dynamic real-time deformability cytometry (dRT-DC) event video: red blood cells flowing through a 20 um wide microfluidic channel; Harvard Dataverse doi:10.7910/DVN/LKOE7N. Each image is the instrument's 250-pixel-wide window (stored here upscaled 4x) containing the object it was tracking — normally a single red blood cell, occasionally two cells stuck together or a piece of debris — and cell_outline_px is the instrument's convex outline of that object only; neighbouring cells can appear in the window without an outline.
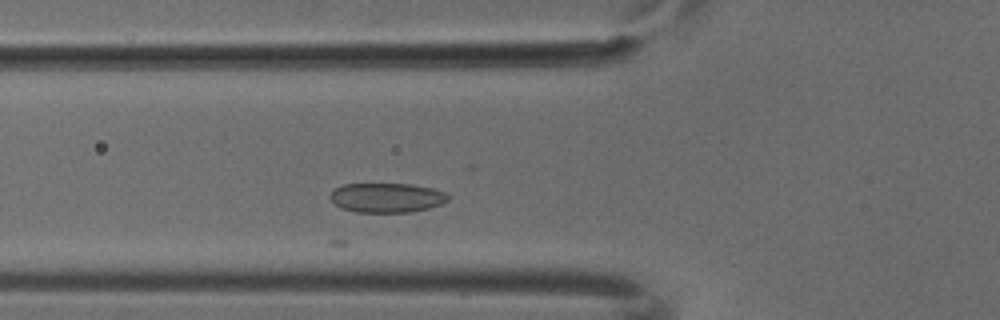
{"species": "common noctule bat (a hibernating species)", "species_latin": "Nyctalus noctula", "temperature_condition": "cold", "stored_images_in_passage": 3, "camera_frame_rate_fps": 3000, "um_per_image_px": 0.085, "animal": {"sex": "male", "body_mass_g": 18.8}, "frame": {"image": 1, "passage_image": 3, "time_ms": 0.667, "image_size_px": [1000, 320], "cell_outline_px": [[448, 200], [440, 204], [428, 208], [408, 212], [356, 212], [340, 208], [328, 196], [336, 188], [344, 184], [412, 184], [432, 188], [444, 192], [448, 196]], "centroid_in_image_um": [32.85, 16.8], "position_along_channel_um": 92.9, "area_um2": 20.11}}